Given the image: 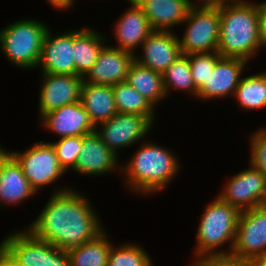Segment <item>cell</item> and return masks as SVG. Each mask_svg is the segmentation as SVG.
I'll use <instances>...</instances> for the list:
<instances>
[{
    "mask_svg": "<svg viewBox=\"0 0 266 266\" xmlns=\"http://www.w3.org/2000/svg\"><path fill=\"white\" fill-rule=\"evenodd\" d=\"M89 202L80 191L69 186L58 189L57 185L40 214L25 228L36 238L67 251L95 239L105 230Z\"/></svg>",
    "mask_w": 266,
    "mask_h": 266,
    "instance_id": "obj_1",
    "label": "cell"
},
{
    "mask_svg": "<svg viewBox=\"0 0 266 266\" xmlns=\"http://www.w3.org/2000/svg\"><path fill=\"white\" fill-rule=\"evenodd\" d=\"M130 157L121 165L120 174L125 186L136 194L148 196L164 190L181 168L180 160L171 149L153 141H143Z\"/></svg>",
    "mask_w": 266,
    "mask_h": 266,
    "instance_id": "obj_2",
    "label": "cell"
},
{
    "mask_svg": "<svg viewBox=\"0 0 266 266\" xmlns=\"http://www.w3.org/2000/svg\"><path fill=\"white\" fill-rule=\"evenodd\" d=\"M261 48L264 46L259 35L256 2L232 0L221 6L217 52L222 57L240 58L250 63Z\"/></svg>",
    "mask_w": 266,
    "mask_h": 266,
    "instance_id": "obj_3",
    "label": "cell"
},
{
    "mask_svg": "<svg viewBox=\"0 0 266 266\" xmlns=\"http://www.w3.org/2000/svg\"><path fill=\"white\" fill-rule=\"evenodd\" d=\"M240 211L223 202L218 196L202 213L196 232L194 259L204 257L230 256L236 237ZM228 248L222 249L224 244ZM219 249V250H218Z\"/></svg>",
    "mask_w": 266,
    "mask_h": 266,
    "instance_id": "obj_4",
    "label": "cell"
},
{
    "mask_svg": "<svg viewBox=\"0 0 266 266\" xmlns=\"http://www.w3.org/2000/svg\"><path fill=\"white\" fill-rule=\"evenodd\" d=\"M48 24L32 18L16 20L0 29V48L4 57L17 68L37 67Z\"/></svg>",
    "mask_w": 266,
    "mask_h": 266,
    "instance_id": "obj_5",
    "label": "cell"
},
{
    "mask_svg": "<svg viewBox=\"0 0 266 266\" xmlns=\"http://www.w3.org/2000/svg\"><path fill=\"white\" fill-rule=\"evenodd\" d=\"M0 250L16 266H70L66 251L36 238L26 228L6 236Z\"/></svg>",
    "mask_w": 266,
    "mask_h": 266,
    "instance_id": "obj_6",
    "label": "cell"
},
{
    "mask_svg": "<svg viewBox=\"0 0 266 266\" xmlns=\"http://www.w3.org/2000/svg\"><path fill=\"white\" fill-rule=\"evenodd\" d=\"M183 24V36H178L182 54L218 51L220 7H190Z\"/></svg>",
    "mask_w": 266,
    "mask_h": 266,
    "instance_id": "obj_7",
    "label": "cell"
},
{
    "mask_svg": "<svg viewBox=\"0 0 266 266\" xmlns=\"http://www.w3.org/2000/svg\"><path fill=\"white\" fill-rule=\"evenodd\" d=\"M8 152L20 164L23 174L36 193H39V189L56 183L66 173L60 166L50 142L39 141L33 143L25 151L11 150Z\"/></svg>",
    "mask_w": 266,
    "mask_h": 266,
    "instance_id": "obj_8",
    "label": "cell"
},
{
    "mask_svg": "<svg viewBox=\"0 0 266 266\" xmlns=\"http://www.w3.org/2000/svg\"><path fill=\"white\" fill-rule=\"evenodd\" d=\"M153 124L147 117L138 114L117 112L108 121L95 127L101 140L119 157L120 149L142 142L147 137ZM102 126V127H99Z\"/></svg>",
    "mask_w": 266,
    "mask_h": 266,
    "instance_id": "obj_9",
    "label": "cell"
},
{
    "mask_svg": "<svg viewBox=\"0 0 266 266\" xmlns=\"http://www.w3.org/2000/svg\"><path fill=\"white\" fill-rule=\"evenodd\" d=\"M266 253V208L259 206L240 212L231 257L248 261Z\"/></svg>",
    "mask_w": 266,
    "mask_h": 266,
    "instance_id": "obj_10",
    "label": "cell"
},
{
    "mask_svg": "<svg viewBox=\"0 0 266 266\" xmlns=\"http://www.w3.org/2000/svg\"><path fill=\"white\" fill-rule=\"evenodd\" d=\"M238 172L224 184L218 197L240 212L263 206L266 198V175L253 168Z\"/></svg>",
    "mask_w": 266,
    "mask_h": 266,
    "instance_id": "obj_11",
    "label": "cell"
},
{
    "mask_svg": "<svg viewBox=\"0 0 266 266\" xmlns=\"http://www.w3.org/2000/svg\"><path fill=\"white\" fill-rule=\"evenodd\" d=\"M39 92V119L48 112L68 104L81 101V90L84 83L80 75H56L42 73Z\"/></svg>",
    "mask_w": 266,
    "mask_h": 266,
    "instance_id": "obj_12",
    "label": "cell"
},
{
    "mask_svg": "<svg viewBox=\"0 0 266 266\" xmlns=\"http://www.w3.org/2000/svg\"><path fill=\"white\" fill-rule=\"evenodd\" d=\"M248 64V61L240 58L221 57L213 71H210L207 80L198 88V100L208 101L234 96Z\"/></svg>",
    "mask_w": 266,
    "mask_h": 266,
    "instance_id": "obj_13",
    "label": "cell"
},
{
    "mask_svg": "<svg viewBox=\"0 0 266 266\" xmlns=\"http://www.w3.org/2000/svg\"><path fill=\"white\" fill-rule=\"evenodd\" d=\"M49 29L43 40L37 68L41 73L75 75L73 59V29L53 35Z\"/></svg>",
    "mask_w": 266,
    "mask_h": 266,
    "instance_id": "obj_14",
    "label": "cell"
},
{
    "mask_svg": "<svg viewBox=\"0 0 266 266\" xmlns=\"http://www.w3.org/2000/svg\"><path fill=\"white\" fill-rule=\"evenodd\" d=\"M118 159L95 130L82 136V148L76 167L72 171L90 177L115 173L116 169L121 172Z\"/></svg>",
    "mask_w": 266,
    "mask_h": 266,
    "instance_id": "obj_15",
    "label": "cell"
},
{
    "mask_svg": "<svg viewBox=\"0 0 266 266\" xmlns=\"http://www.w3.org/2000/svg\"><path fill=\"white\" fill-rule=\"evenodd\" d=\"M134 61L133 53L105 45L83 80L86 83L108 86L125 82Z\"/></svg>",
    "mask_w": 266,
    "mask_h": 266,
    "instance_id": "obj_16",
    "label": "cell"
},
{
    "mask_svg": "<svg viewBox=\"0 0 266 266\" xmlns=\"http://www.w3.org/2000/svg\"><path fill=\"white\" fill-rule=\"evenodd\" d=\"M140 47L142 54L136 53L135 61L161 74L182 54L178 35L173 31L154 30Z\"/></svg>",
    "mask_w": 266,
    "mask_h": 266,
    "instance_id": "obj_17",
    "label": "cell"
},
{
    "mask_svg": "<svg viewBox=\"0 0 266 266\" xmlns=\"http://www.w3.org/2000/svg\"><path fill=\"white\" fill-rule=\"evenodd\" d=\"M39 121L41 127L55 133L59 138L85 136L95 131V126L80 101L48 112Z\"/></svg>",
    "mask_w": 266,
    "mask_h": 266,
    "instance_id": "obj_18",
    "label": "cell"
},
{
    "mask_svg": "<svg viewBox=\"0 0 266 266\" xmlns=\"http://www.w3.org/2000/svg\"><path fill=\"white\" fill-rule=\"evenodd\" d=\"M130 2V7L118 17L114 25V35L117 45L112 47L136 54L137 48L154 31L143 12L134 0ZM136 49V51H135Z\"/></svg>",
    "mask_w": 266,
    "mask_h": 266,
    "instance_id": "obj_19",
    "label": "cell"
},
{
    "mask_svg": "<svg viewBox=\"0 0 266 266\" xmlns=\"http://www.w3.org/2000/svg\"><path fill=\"white\" fill-rule=\"evenodd\" d=\"M37 193L31 188L17 160L7 151L0 154V207L19 204Z\"/></svg>",
    "mask_w": 266,
    "mask_h": 266,
    "instance_id": "obj_20",
    "label": "cell"
},
{
    "mask_svg": "<svg viewBox=\"0 0 266 266\" xmlns=\"http://www.w3.org/2000/svg\"><path fill=\"white\" fill-rule=\"evenodd\" d=\"M134 1L145 13L153 30L173 31L176 26L183 25L190 9L186 0Z\"/></svg>",
    "mask_w": 266,
    "mask_h": 266,
    "instance_id": "obj_21",
    "label": "cell"
},
{
    "mask_svg": "<svg viewBox=\"0 0 266 266\" xmlns=\"http://www.w3.org/2000/svg\"><path fill=\"white\" fill-rule=\"evenodd\" d=\"M107 37L92 27L73 30V59L75 75L85 76L96 62Z\"/></svg>",
    "mask_w": 266,
    "mask_h": 266,
    "instance_id": "obj_22",
    "label": "cell"
},
{
    "mask_svg": "<svg viewBox=\"0 0 266 266\" xmlns=\"http://www.w3.org/2000/svg\"><path fill=\"white\" fill-rule=\"evenodd\" d=\"M80 102L95 127L108 121L118 112L114 100L113 86L84 82Z\"/></svg>",
    "mask_w": 266,
    "mask_h": 266,
    "instance_id": "obj_23",
    "label": "cell"
},
{
    "mask_svg": "<svg viewBox=\"0 0 266 266\" xmlns=\"http://www.w3.org/2000/svg\"><path fill=\"white\" fill-rule=\"evenodd\" d=\"M126 82L154 107L167 98L162 74L140 65L136 61L129 68Z\"/></svg>",
    "mask_w": 266,
    "mask_h": 266,
    "instance_id": "obj_24",
    "label": "cell"
},
{
    "mask_svg": "<svg viewBox=\"0 0 266 266\" xmlns=\"http://www.w3.org/2000/svg\"><path fill=\"white\" fill-rule=\"evenodd\" d=\"M104 230L95 239L67 250L70 266H107L112 243Z\"/></svg>",
    "mask_w": 266,
    "mask_h": 266,
    "instance_id": "obj_25",
    "label": "cell"
},
{
    "mask_svg": "<svg viewBox=\"0 0 266 266\" xmlns=\"http://www.w3.org/2000/svg\"><path fill=\"white\" fill-rule=\"evenodd\" d=\"M244 110H258L266 107V70L242 77L234 96Z\"/></svg>",
    "mask_w": 266,
    "mask_h": 266,
    "instance_id": "obj_26",
    "label": "cell"
},
{
    "mask_svg": "<svg viewBox=\"0 0 266 266\" xmlns=\"http://www.w3.org/2000/svg\"><path fill=\"white\" fill-rule=\"evenodd\" d=\"M116 109L119 113L138 114L147 117L153 124L156 121V107L136 91L126 81L113 86Z\"/></svg>",
    "mask_w": 266,
    "mask_h": 266,
    "instance_id": "obj_27",
    "label": "cell"
},
{
    "mask_svg": "<svg viewBox=\"0 0 266 266\" xmlns=\"http://www.w3.org/2000/svg\"><path fill=\"white\" fill-rule=\"evenodd\" d=\"M163 85L167 97L173 90L187 91L197 99L198 89L195 87L191 68L189 64V54H181L163 73ZM173 89V90H172Z\"/></svg>",
    "mask_w": 266,
    "mask_h": 266,
    "instance_id": "obj_28",
    "label": "cell"
},
{
    "mask_svg": "<svg viewBox=\"0 0 266 266\" xmlns=\"http://www.w3.org/2000/svg\"><path fill=\"white\" fill-rule=\"evenodd\" d=\"M107 266H153V263L144 248L128 242L117 247L112 244Z\"/></svg>",
    "mask_w": 266,
    "mask_h": 266,
    "instance_id": "obj_29",
    "label": "cell"
},
{
    "mask_svg": "<svg viewBox=\"0 0 266 266\" xmlns=\"http://www.w3.org/2000/svg\"><path fill=\"white\" fill-rule=\"evenodd\" d=\"M54 147L60 166L67 173L76 167L79 153L82 148V136L61 137L50 142Z\"/></svg>",
    "mask_w": 266,
    "mask_h": 266,
    "instance_id": "obj_30",
    "label": "cell"
},
{
    "mask_svg": "<svg viewBox=\"0 0 266 266\" xmlns=\"http://www.w3.org/2000/svg\"><path fill=\"white\" fill-rule=\"evenodd\" d=\"M221 57L217 51L189 54L192 79L197 89L207 80L210 71H213L216 62Z\"/></svg>",
    "mask_w": 266,
    "mask_h": 266,
    "instance_id": "obj_31",
    "label": "cell"
},
{
    "mask_svg": "<svg viewBox=\"0 0 266 266\" xmlns=\"http://www.w3.org/2000/svg\"><path fill=\"white\" fill-rule=\"evenodd\" d=\"M249 164L266 175V126L251 133Z\"/></svg>",
    "mask_w": 266,
    "mask_h": 266,
    "instance_id": "obj_32",
    "label": "cell"
},
{
    "mask_svg": "<svg viewBox=\"0 0 266 266\" xmlns=\"http://www.w3.org/2000/svg\"><path fill=\"white\" fill-rule=\"evenodd\" d=\"M190 266H248L247 261L239 260L231 256L204 257L192 259Z\"/></svg>",
    "mask_w": 266,
    "mask_h": 266,
    "instance_id": "obj_33",
    "label": "cell"
},
{
    "mask_svg": "<svg viewBox=\"0 0 266 266\" xmlns=\"http://www.w3.org/2000/svg\"><path fill=\"white\" fill-rule=\"evenodd\" d=\"M259 35L264 48H266V0L257 3Z\"/></svg>",
    "mask_w": 266,
    "mask_h": 266,
    "instance_id": "obj_34",
    "label": "cell"
},
{
    "mask_svg": "<svg viewBox=\"0 0 266 266\" xmlns=\"http://www.w3.org/2000/svg\"><path fill=\"white\" fill-rule=\"evenodd\" d=\"M188 5L190 7H221L223 6L225 3H228L232 0H196L198 2H200L199 4H197L196 2H193L191 0H186Z\"/></svg>",
    "mask_w": 266,
    "mask_h": 266,
    "instance_id": "obj_35",
    "label": "cell"
},
{
    "mask_svg": "<svg viewBox=\"0 0 266 266\" xmlns=\"http://www.w3.org/2000/svg\"><path fill=\"white\" fill-rule=\"evenodd\" d=\"M49 5L59 11H66L73 7L76 0H47Z\"/></svg>",
    "mask_w": 266,
    "mask_h": 266,
    "instance_id": "obj_36",
    "label": "cell"
},
{
    "mask_svg": "<svg viewBox=\"0 0 266 266\" xmlns=\"http://www.w3.org/2000/svg\"><path fill=\"white\" fill-rule=\"evenodd\" d=\"M247 263L248 266H266V253L249 259Z\"/></svg>",
    "mask_w": 266,
    "mask_h": 266,
    "instance_id": "obj_37",
    "label": "cell"
},
{
    "mask_svg": "<svg viewBox=\"0 0 266 266\" xmlns=\"http://www.w3.org/2000/svg\"><path fill=\"white\" fill-rule=\"evenodd\" d=\"M0 266H8V258L1 250H0Z\"/></svg>",
    "mask_w": 266,
    "mask_h": 266,
    "instance_id": "obj_38",
    "label": "cell"
},
{
    "mask_svg": "<svg viewBox=\"0 0 266 266\" xmlns=\"http://www.w3.org/2000/svg\"><path fill=\"white\" fill-rule=\"evenodd\" d=\"M8 266H16V265L13 264V263L8 259Z\"/></svg>",
    "mask_w": 266,
    "mask_h": 266,
    "instance_id": "obj_39",
    "label": "cell"
},
{
    "mask_svg": "<svg viewBox=\"0 0 266 266\" xmlns=\"http://www.w3.org/2000/svg\"><path fill=\"white\" fill-rule=\"evenodd\" d=\"M3 147L1 146V144H0V154L3 152Z\"/></svg>",
    "mask_w": 266,
    "mask_h": 266,
    "instance_id": "obj_40",
    "label": "cell"
},
{
    "mask_svg": "<svg viewBox=\"0 0 266 266\" xmlns=\"http://www.w3.org/2000/svg\"><path fill=\"white\" fill-rule=\"evenodd\" d=\"M263 206L266 208V198H265V201H264V204H263Z\"/></svg>",
    "mask_w": 266,
    "mask_h": 266,
    "instance_id": "obj_41",
    "label": "cell"
}]
</instances>
